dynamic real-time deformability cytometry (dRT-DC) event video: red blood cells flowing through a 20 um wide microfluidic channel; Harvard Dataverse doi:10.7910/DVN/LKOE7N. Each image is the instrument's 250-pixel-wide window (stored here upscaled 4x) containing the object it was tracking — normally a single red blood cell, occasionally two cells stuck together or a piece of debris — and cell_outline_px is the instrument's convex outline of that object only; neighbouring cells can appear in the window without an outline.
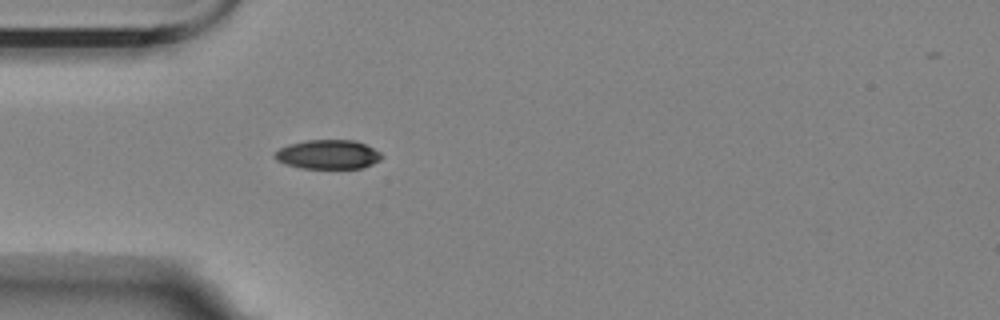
{"species": "Egyptian fruit bat (a non-hibernating species)", "species_latin": "Rousettus aegyptiacus", "temperature_condition": "room temperature", "stored_images_in_passage": 39, "camera_frame_rate_fps": 3000, "um_per_image_px": 0.085, "animal": {"sex": "female"}, "frame": {"image": 1, "passage_image": 1, "time_ms": 0.0, "image_size_px": [1000, 320], "cell_outline_px": [[384, 156], [380, 160], [364, 168], [300, 168], [284, 164], [276, 160], [272, 156], [280, 148], [288, 144], [308, 140], [356, 140], [380, 152]], "centroid_in_image_um": [27.87, 13.13], "position_along_channel_um": 57.1, "area_um2": 18.26}}
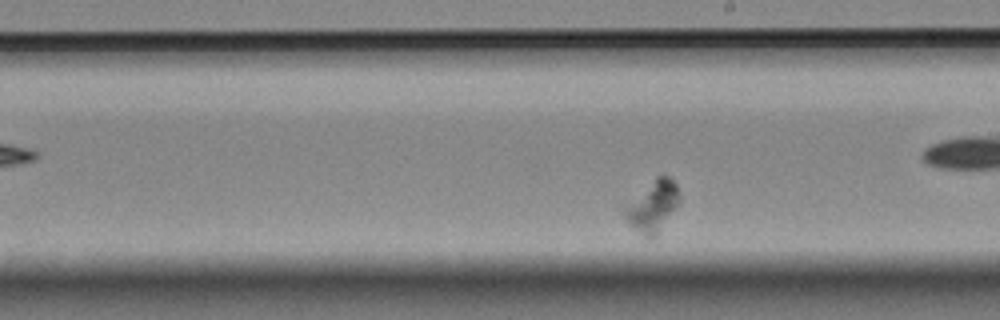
{"frame": {"image": 2, "passage_image": 14, "time_ms": 4.333, "image_size_px": [1000, 320], "cell_outline_px": [[680, 200], [656, 236], [648, 240], [644, 240], [624, 216], [624, 208], [656, 176], [668, 176], [676, 184], [680, 192]], "centroid_in_image_um": [55.49, 17.57], "position_along_channel_um": 233.5, "area_um2": 15.95}}
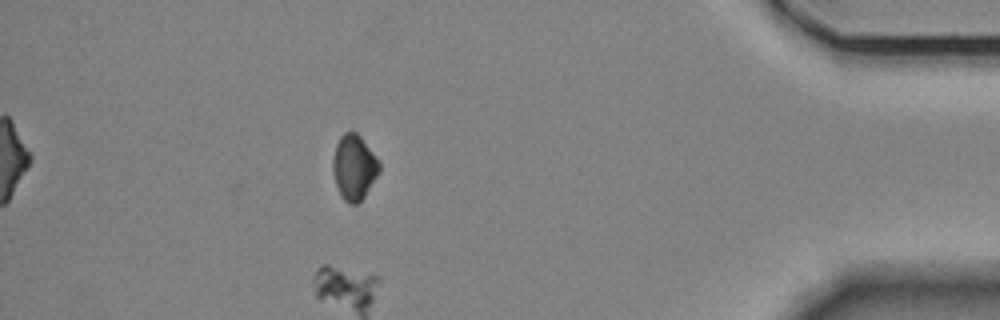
{"frame": {"image": 3, "passage_image": 35, "time_ms": 11.333, "image_size_px": [1000, 320], "cell_outline_px": [[380, 172], [364, 196], [356, 204], [348, 204], [344, 200], [336, 184], [332, 168], [332, 160], [336, 144], [340, 136], [344, 132], [356, 132], [360, 136], [380, 160]], "centroid_in_image_um": [30.11, 14.2], "position_along_channel_um": 405.1, "area_um2": 17.63}}